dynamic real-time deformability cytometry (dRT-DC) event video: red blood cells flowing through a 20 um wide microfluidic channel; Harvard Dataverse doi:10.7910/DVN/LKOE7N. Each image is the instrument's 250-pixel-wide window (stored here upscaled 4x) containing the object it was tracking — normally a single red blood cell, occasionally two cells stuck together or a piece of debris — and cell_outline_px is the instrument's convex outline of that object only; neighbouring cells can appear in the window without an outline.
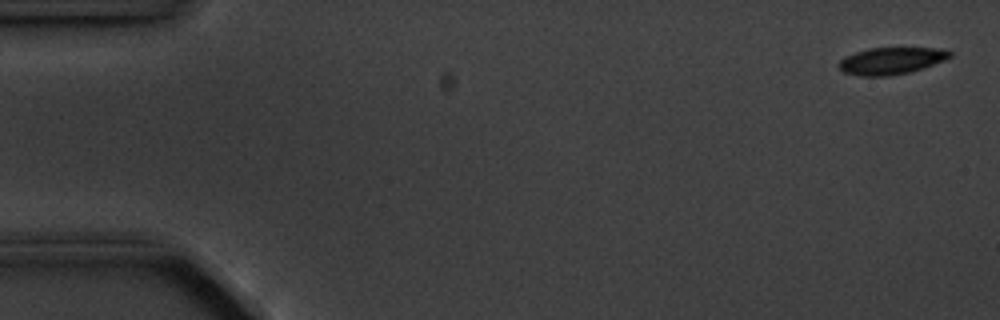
{"species": "common noctule bat (a hibernating species)", "species_latin": "Nyctalus noctula", "temperature_condition": "cold", "stored_images_in_passage": 5, "camera_frame_rate_fps": 3000, "um_per_image_px": 0.085, "animal": {"sex": "male", "body_mass_g": 20.1, "forearm_length_mm": 53.5}, "frame": {"image": 1, "passage_image": 1, "time_ms": 0.0, "image_size_px": [1000, 320], "cell_outline_px": [[952, 56], [944, 60], [908, 72], [888, 76], [860, 76], [844, 72], [836, 64], [844, 56], [868, 48], [936, 48], [952, 52]], "centroid_in_image_um": [75.69, 5.16], "position_along_channel_um": 9.3, "area_um2": 17.22}}